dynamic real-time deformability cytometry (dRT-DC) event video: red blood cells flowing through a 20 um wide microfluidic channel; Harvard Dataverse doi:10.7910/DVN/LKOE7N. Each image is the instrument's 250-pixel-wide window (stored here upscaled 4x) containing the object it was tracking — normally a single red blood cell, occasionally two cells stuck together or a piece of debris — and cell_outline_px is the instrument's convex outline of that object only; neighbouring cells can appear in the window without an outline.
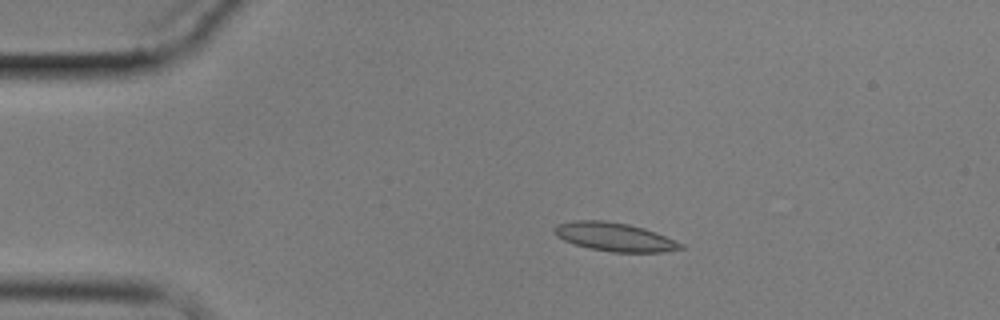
{"species": "common noctule bat (a hibernating species)", "species_latin": "Nyctalus noctula", "temperature_condition": "cold", "stored_images_in_passage": 7, "camera_frame_rate_fps": 3000, "um_per_image_px": 0.085, "animal": {"sex": "male", "body_mass_g": 17.9}, "frame": {"image": 1, "passage_image": 3, "time_ms": 2.333, "image_size_px": [1000, 320], "cell_outline_px": [[684, 248], [664, 252], [612, 252], [588, 248], [564, 240], [556, 236], [552, 232], [552, 228], [556, 224], [572, 220], [604, 220], [628, 224], [644, 228], [656, 232], [684, 244]], "centroid_in_image_um": [52.21, 20.13], "position_along_channel_um": 32.8, "area_um2": 21.21}}
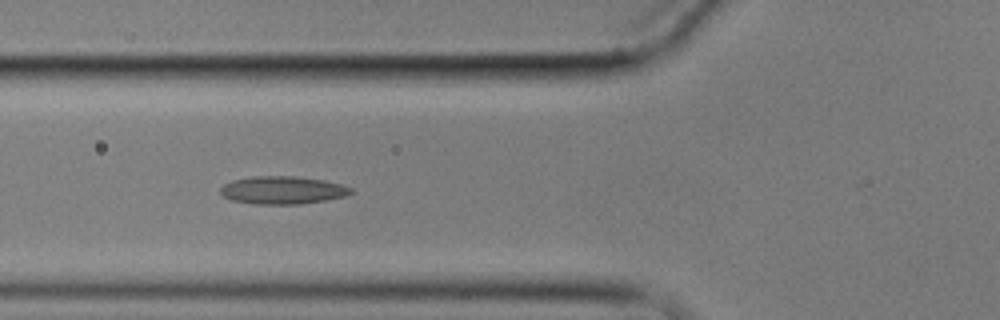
{"frame": {"image": 2, "passage_image": 6, "time_ms": 5.667, "image_size_px": [1000, 320], "cell_outline_px": [[352, 192], [348, 196], [300, 204], [256, 204], [232, 200], [224, 196], [220, 192], [220, 188], [224, 184], [232, 180], [252, 176], [292, 176], [324, 180], [340, 184], [352, 188]], "centroid_in_image_um": [24.02, 16.16], "position_along_channel_um": 101.8, "area_um2": 21.1}}
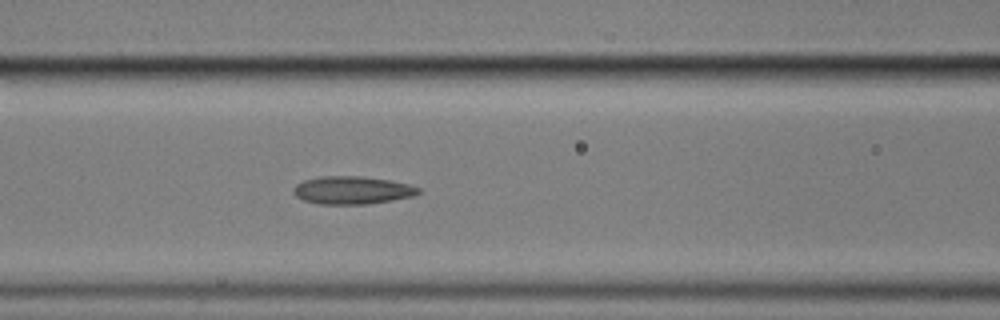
{"frame": {"image": 3, "passage_image": 7, "time_ms": 6.667, "image_size_px": [1000, 320], "cell_outline_px": [[420, 192], [412, 196], [392, 200], [368, 204], [320, 204], [304, 200], [296, 196], [292, 192], [292, 188], [296, 184], [304, 180], [320, 176], [360, 176], [392, 180], [408, 184], [420, 188]], "centroid_in_image_um": [29.92, 16.16], "position_along_channel_um": 136.7, "area_um2": 20.35}}